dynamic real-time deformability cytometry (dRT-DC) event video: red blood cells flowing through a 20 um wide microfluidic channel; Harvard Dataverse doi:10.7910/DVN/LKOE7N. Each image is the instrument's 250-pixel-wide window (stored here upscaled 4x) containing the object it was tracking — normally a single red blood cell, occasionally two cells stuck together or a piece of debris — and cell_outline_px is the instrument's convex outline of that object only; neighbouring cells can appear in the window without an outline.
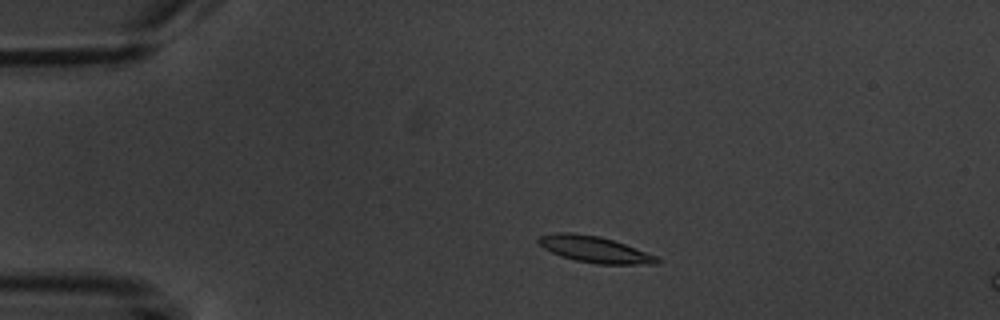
{"species": "common noctule bat (a hibernating species)", "species_latin": "Nyctalus noctula", "temperature_condition": "warm", "stored_images_in_passage": 4, "camera_frame_rate_fps": 3000, "um_per_image_px": 0.085, "animal": {"sex": "male", "body_mass_g": 20.1, "forearm_length_mm": 53.5}, "frame": {"image": 1, "passage_image": 2, "time_ms": 1.333, "image_size_px": [1000, 320], "cell_outline_px": [[660, 260], [656, 264], [596, 264], [576, 260], [560, 256], [544, 248], [536, 240], [540, 236], [556, 232], [572, 232], [600, 236], [624, 244], [656, 256]], "centroid_in_image_um": [50.5, 21.19], "position_along_channel_um": 34.5, "area_um2": 17.98}}